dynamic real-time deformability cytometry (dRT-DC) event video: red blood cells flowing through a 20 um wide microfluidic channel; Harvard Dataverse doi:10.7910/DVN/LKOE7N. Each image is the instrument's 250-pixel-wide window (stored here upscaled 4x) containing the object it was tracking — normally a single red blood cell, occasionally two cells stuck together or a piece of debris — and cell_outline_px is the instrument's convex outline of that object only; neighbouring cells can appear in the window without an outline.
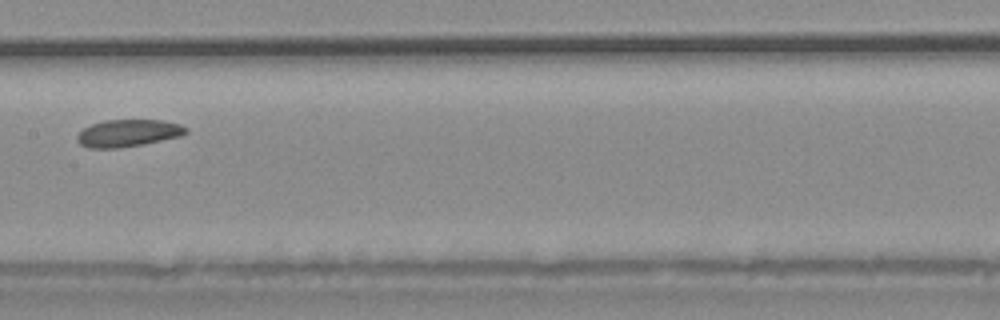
{"species": "common noctule bat (a hibernating species)", "species_latin": "Nyctalus noctula", "temperature_condition": "warm", "stored_images_in_passage": 34, "camera_frame_rate_fps": 3000, "um_per_image_px": 0.085, "animal": {"sex": "male", "body_mass_g": 20.4}, "frame": {"image": 1, "passage_image": 15, "time_ms": 4.667, "image_size_px": [1000, 320], "cell_outline_px": [[188, 132], [180, 136], [144, 144], [116, 148], [88, 148], [80, 144], [76, 140], [76, 136], [84, 128], [92, 124], [104, 120], [160, 120], [180, 124], [188, 128]], "centroid_in_image_um": [10.88, 11.31], "position_along_channel_um": 196.5, "area_um2": 17.22}}
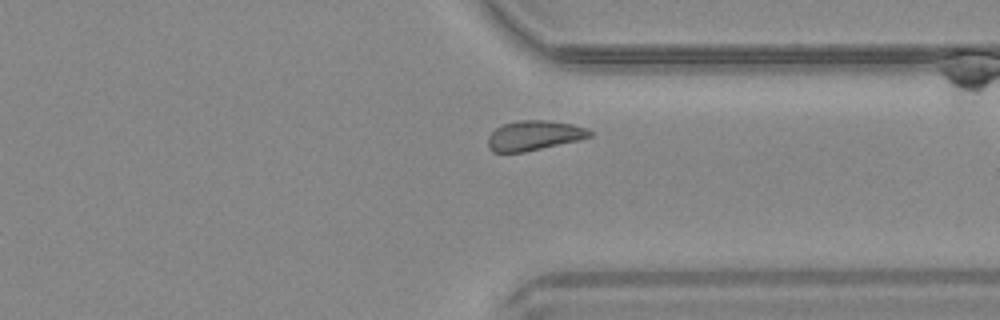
{"frame": {"image": 2, "passage_image": 25, "time_ms": 8.0, "image_size_px": [1000, 320], "cell_outline_px": [[596, 132], [592, 136], [580, 140], [524, 152], [492, 152], [488, 148], [488, 136], [496, 128], [504, 124], [520, 120], [548, 120], [572, 124], [588, 128]], "centroid_in_image_um": [45.45, 11.51], "position_along_channel_um": 366.0, "area_um2": 17.86}}